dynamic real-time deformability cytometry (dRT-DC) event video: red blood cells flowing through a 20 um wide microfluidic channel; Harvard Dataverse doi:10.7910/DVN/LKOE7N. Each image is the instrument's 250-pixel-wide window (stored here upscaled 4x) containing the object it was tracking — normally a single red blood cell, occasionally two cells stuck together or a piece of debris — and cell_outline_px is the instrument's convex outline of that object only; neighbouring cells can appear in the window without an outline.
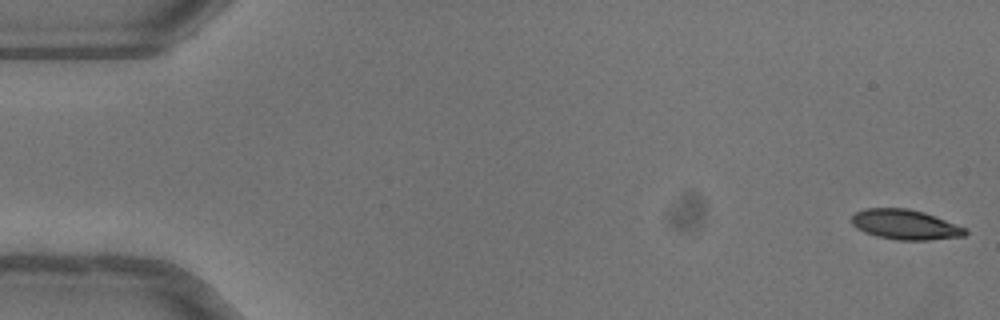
{"species": "common noctule bat (a hibernating species)", "species_latin": "Nyctalus noctula", "temperature_condition": "warm", "stored_images_in_passage": 51, "camera_frame_rate_fps": 3000, "um_per_image_px": 0.085, "animal": {"sex": "female"}, "frame": {"image": 1, "passage_image": 1, "time_ms": 0.0, "image_size_px": [1000, 320], "cell_outline_px": [[968, 232], [964, 236], [928, 240], [896, 240], [876, 236], [864, 232], [856, 228], [852, 224], [852, 216], [856, 212], [864, 208], [908, 208], [924, 212], [968, 228]], "centroid_in_image_um": [76.95, 19.09], "position_along_channel_um": 8.0, "area_um2": 20.0}}
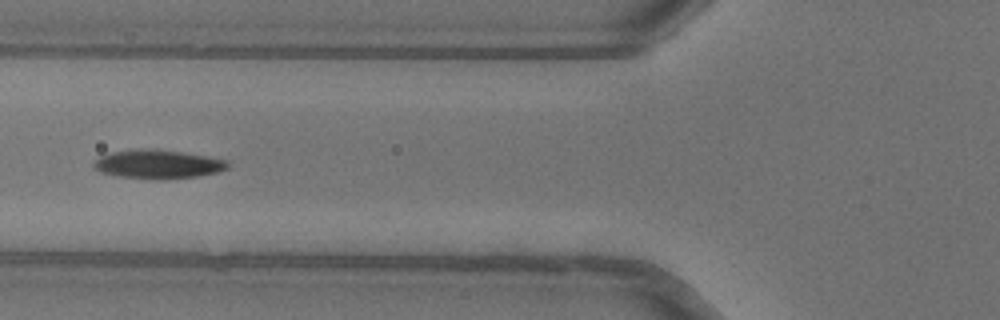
{"frame": {"image": 2, "passage_image": 20, "time_ms": 6.333, "image_size_px": [1000, 320], "cell_outline_px": [[228, 168], [216, 172], [196, 176], [164, 180], [152, 180], [116, 176], [100, 172], [92, 168], [92, 160], [100, 156], [112, 152], [136, 148], [152, 148], [184, 152], [208, 156], [228, 160]], "centroid_in_image_um": [13.35, 13.95], "position_along_channel_um": 112.4, "area_um2": 23.06}}
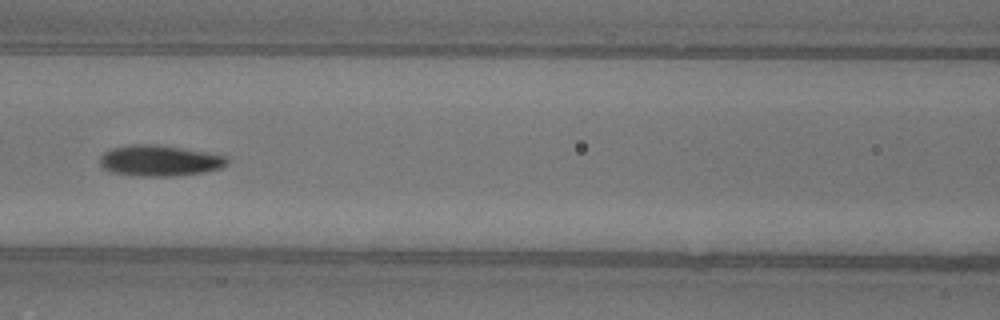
{"frame": {"image": 3, "passage_image": 23, "time_ms": 7.333, "image_size_px": [1000, 320], "cell_outline_px": [[228, 164], [220, 168], [204, 172], [172, 176], [132, 176], [112, 172], [100, 168], [100, 156], [104, 152], [112, 148], [132, 144], [152, 144], [180, 148], [228, 156]], "centroid_in_image_um": [13.52, 13.66], "position_along_channel_um": 153.1, "area_um2": 22.95}, "authors_computed_cell_mechanics": {"area_um2": 21.7328, "velocity_mm_per_s": 4.0341, "shape_relaxation_time_tau1_ms": 6.4808, "shape_relaxation_time_tau2_ms": 2.5063, "deformation_change_tau1": 0.2168, "deformation_change_tau2": 0.0797}}